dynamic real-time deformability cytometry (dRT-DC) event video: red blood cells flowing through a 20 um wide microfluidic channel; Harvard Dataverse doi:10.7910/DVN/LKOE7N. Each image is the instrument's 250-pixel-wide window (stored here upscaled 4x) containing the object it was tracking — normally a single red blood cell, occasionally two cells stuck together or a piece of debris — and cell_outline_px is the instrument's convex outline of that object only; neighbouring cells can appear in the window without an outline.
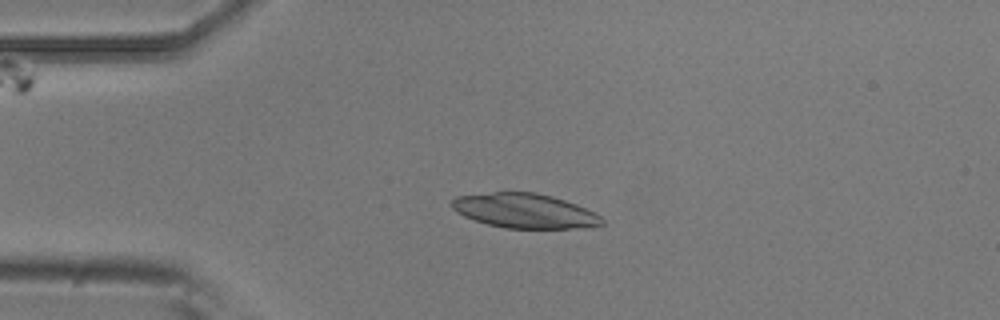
{"species": "common noctule bat (a hibernating species)", "species_latin": "Nyctalus noctula", "temperature_condition": "room temperature", "stored_images_in_passage": 5, "camera_frame_rate_fps": 3000, "um_per_image_px": 0.085, "animal": {"sex": "male", "body_mass_g": 20.5, "forearm_length_mm": 52.5}, "frame": {"image": 1, "passage_image": 4, "time_ms": 1.0, "image_size_px": [1000, 320], "cell_outline_px": [[604, 224], [592, 228], [504, 228], [488, 224], [464, 216], [456, 212], [448, 204], [456, 196], [496, 192], [536, 192], [552, 196], [576, 204], [600, 216], [604, 220]], "centroid_in_image_um": [44.59, 17.92], "position_along_channel_um": 40.4, "area_um2": 30.29}}